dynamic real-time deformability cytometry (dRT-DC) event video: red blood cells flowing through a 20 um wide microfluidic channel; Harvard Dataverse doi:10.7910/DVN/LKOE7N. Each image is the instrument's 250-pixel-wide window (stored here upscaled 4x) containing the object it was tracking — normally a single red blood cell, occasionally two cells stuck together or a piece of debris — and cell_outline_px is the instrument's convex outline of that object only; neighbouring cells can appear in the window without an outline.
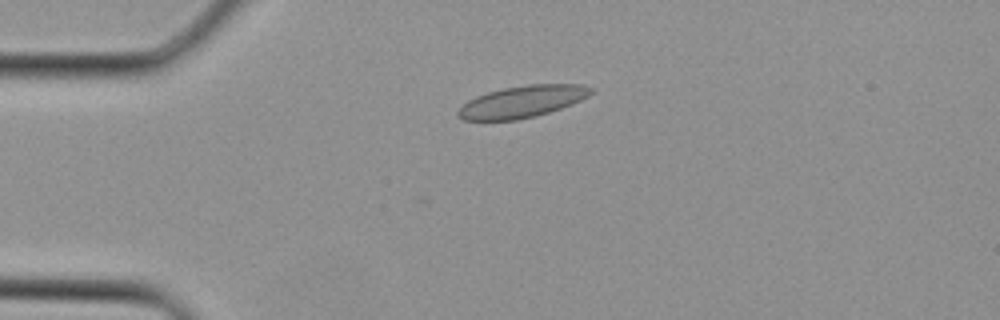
{"species": "Egyptian fruit bat (a non-hibernating species)", "species_latin": "Rousettus aegyptiacus", "temperature_condition": "cold", "stored_images_in_passage": 2, "camera_frame_rate_fps": 3000, "um_per_image_px": 0.085, "animal": {"sex": "female"}, "frame": {"image": 1, "passage_image": 1, "time_ms": 0.0, "image_size_px": [1000, 320], "cell_outline_px": [[596, 92], [572, 104], [536, 116], [516, 120], [464, 120], [456, 116], [456, 112], [468, 100], [476, 96], [488, 92], [504, 88], [528, 84], [584, 84], [592, 88]], "centroid_in_image_um": [44.41, 8.63], "position_along_channel_um": 40.6, "area_um2": 24.68}}